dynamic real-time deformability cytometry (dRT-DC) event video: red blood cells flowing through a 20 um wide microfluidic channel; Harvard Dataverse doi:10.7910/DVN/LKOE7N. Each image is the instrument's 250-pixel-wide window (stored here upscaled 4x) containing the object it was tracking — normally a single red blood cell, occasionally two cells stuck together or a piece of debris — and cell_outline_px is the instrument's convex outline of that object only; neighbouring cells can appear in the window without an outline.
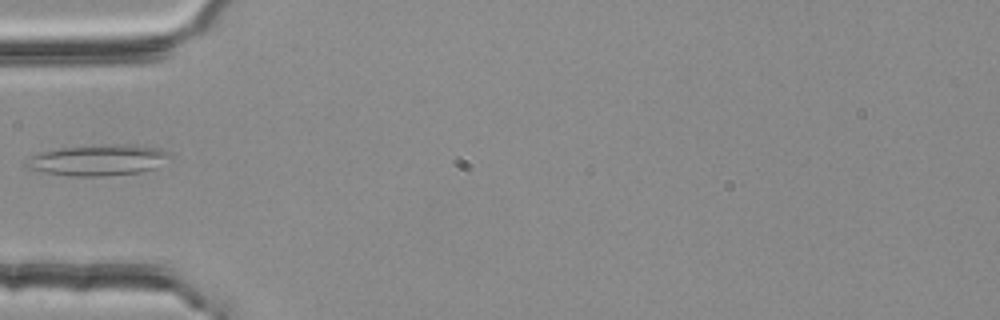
{"species": "common noctule bat (a hibernating species)", "species_latin": "Nyctalus noctula", "temperature_condition": "room temperature", "stored_images_in_passage": 35, "camera_frame_rate_fps": 3000, "um_per_image_px": 0.085, "animal": {"sex": "female", "body_mass_g": 25.1}, "frame": {"image": 1, "passage_image": 1, "time_ms": 0.0, "image_size_px": [1000, 320], "cell_outline_px": [[172, 160], [156, 168], [140, 172], [104, 176], [72, 176], [44, 172], [24, 168], [24, 160], [40, 152], [64, 148], [160, 148], [172, 152]], "centroid_in_image_um": [8.32, 13.69], "position_along_channel_um": 76.7, "area_um2": 24.62}}
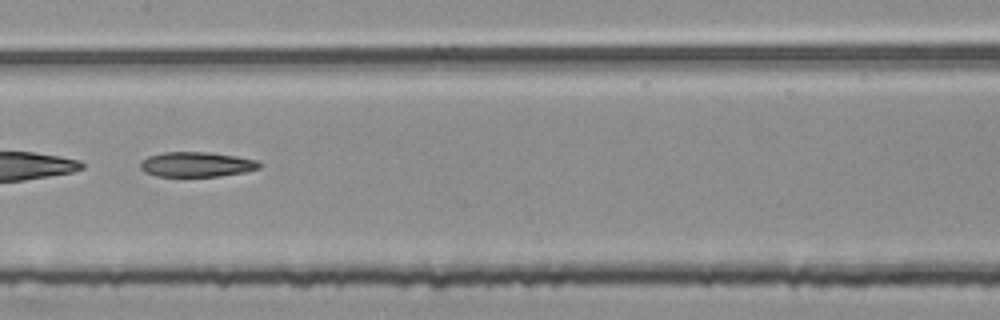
{"frame": {"image": 2, "passage_image": 10, "time_ms": 3.0, "image_size_px": [1000, 320], "cell_outline_px": [[264, 164], [260, 168], [244, 172], [220, 176], [156, 176], [144, 172], [140, 168], [140, 164], [148, 156], [164, 152], [208, 152], [236, 156], [260, 160]], "centroid_in_image_um": [16.77, 13.97], "position_along_channel_um": 190.6, "area_um2": 17.4}}
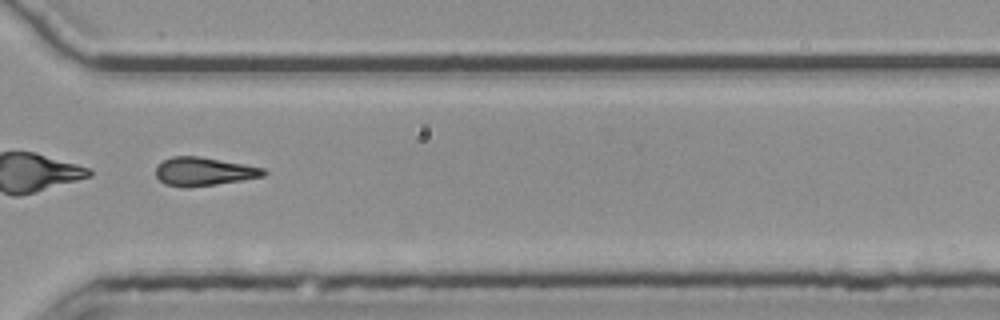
{"frame": {"image": 3, "passage_image": 23, "time_ms": 7.333, "image_size_px": [1000, 320], "cell_outline_px": [[268, 172], [264, 176], [216, 184], [188, 188], [164, 184], [156, 176], [156, 164], [172, 156], [200, 156], [244, 164], [264, 168]], "centroid_in_image_um": [17.3, 14.57], "position_along_channel_um": 353.3, "area_um2": 17.92}}